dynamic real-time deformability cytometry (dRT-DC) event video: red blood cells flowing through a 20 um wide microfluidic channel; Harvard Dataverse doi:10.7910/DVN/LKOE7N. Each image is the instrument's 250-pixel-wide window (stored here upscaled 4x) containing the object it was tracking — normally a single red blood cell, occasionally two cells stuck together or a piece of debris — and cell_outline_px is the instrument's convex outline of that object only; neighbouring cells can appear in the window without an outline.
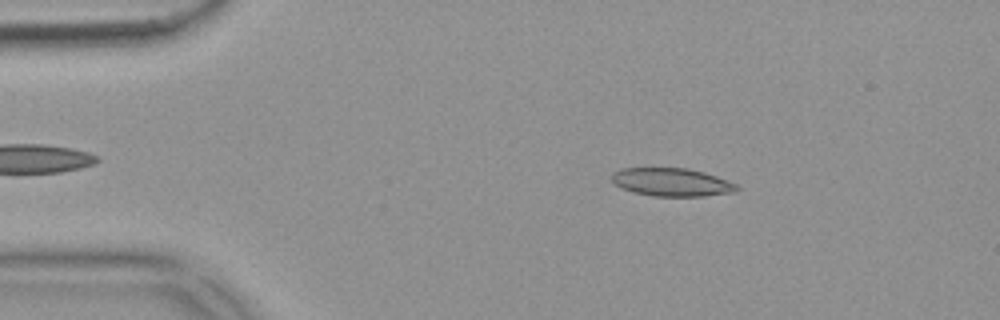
{"species": "common noctule bat (a hibernating species)", "species_latin": "Nyctalus noctula", "temperature_condition": "warm", "stored_images_in_passage": 45, "camera_frame_rate_fps": 3000, "um_per_image_px": 0.085, "animal": {"sex": "female", "body_mass_g": 18.4}, "frame": {"image": 1, "passage_image": 8, "time_ms": 2.333, "image_size_px": [1000, 320], "cell_outline_px": [[740, 188], [736, 192], [704, 196], [652, 196], [632, 192], [620, 188], [612, 184], [612, 172], [620, 168], [688, 168], [704, 172], [716, 176], [736, 184]], "centroid_in_image_um": [57.06, 15.49], "position_along_channel_um": 27.9, "area_um2": 20.75}}
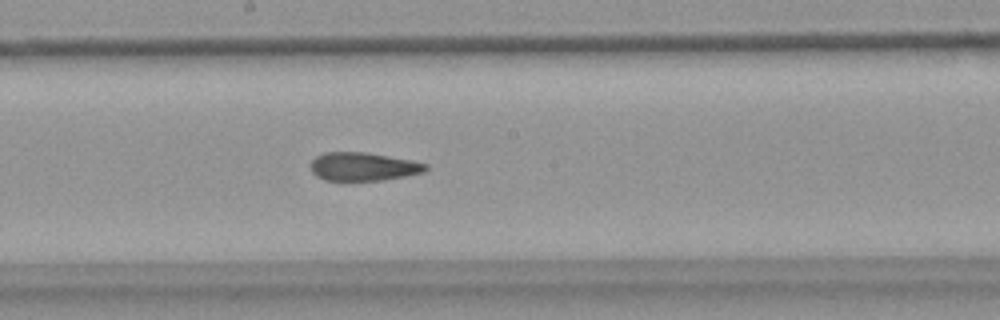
{"frame": {"image": 2, "passage_image": 28, "time_ms": 9.0, "image_size_px": [1000, 320], "cell_outline_px": [[428, 168], [424, 172], [384, 180], [344, 184], [324, 180], [316, 176], [312, 172], [312, 160], [316, 156], [324, 152], [364, 152], [408, 160], [428, 164]], "centroid_in_image_um": [30.81, 14.22], "position_along_channel_um": 217.4, "area_um2": 19.59}}
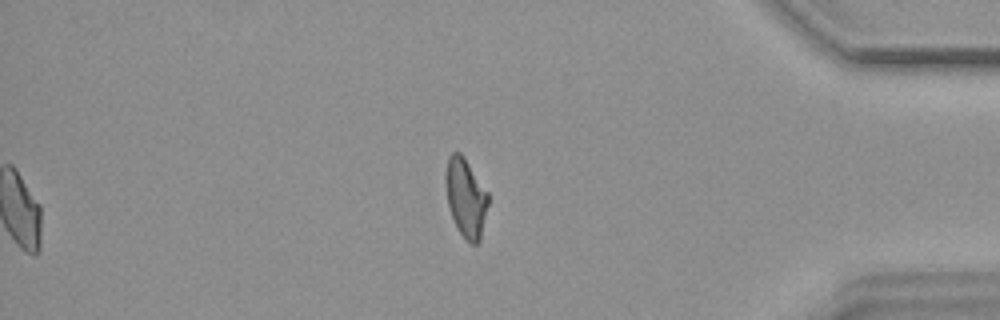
{"frame": {"image": 3, "passage_image": 45, "time_ms": 14.667, "image_size_px": [1000, 320], "cell_outline_px": [[488, 204], [480, 240], [476, 244], [472, 244], [456, 228], [448, 204], [444, 180], [448, 156], [452, 152], [460, 152], [464, 156], [488, 192]], "centroid_in_image_um": [39.58, 16.76], "position_along_channel_um": 395.6, "area_um2": 19.48}, "authors_computed_cell_mechanics": {"area_um2": 20.23, "velocity_mm_per_s": 3.6933, "shape_relaxation_time_tau1_ms": 9.8154, "shape_relaxation_time_tau2_ms": 2.8233, "deformation_change_tau1": 0.2397, "deformation_change_tau2": 0.1203}}